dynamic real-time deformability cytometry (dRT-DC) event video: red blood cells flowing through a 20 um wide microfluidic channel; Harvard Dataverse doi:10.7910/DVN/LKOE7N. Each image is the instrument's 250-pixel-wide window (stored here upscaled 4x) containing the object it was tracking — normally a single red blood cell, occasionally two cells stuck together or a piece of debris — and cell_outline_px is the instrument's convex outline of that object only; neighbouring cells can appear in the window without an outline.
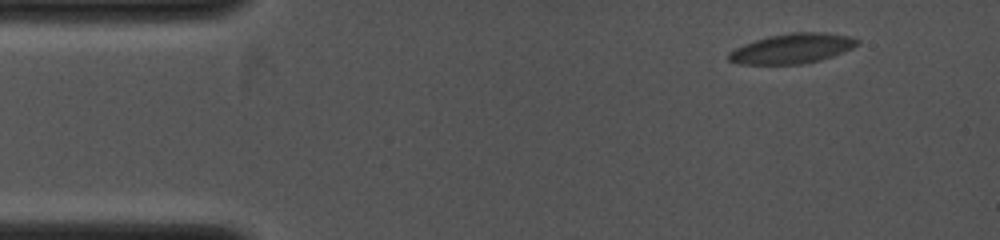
{"species": "common noctule bat (a hibernating species)", "species_latin": "Nyctalus noctula", "temperature_condition": "cold", "stored_images_in_passage": 22, "camera_frame_rate_fps": 4000, "um_per_image_px": 0.085, "animal": {"sex": "female", "body_mass_g": 19.0, "forearm_length_mm": 53.3}, "frame": {"image": 1, "passage_image": 1, "time_ms": 0.0, "image_size_px": [1000, 240], "cell_outline_px": [[860, 44], [852, 48], [832, 56], [820, 60], [804, 64], [740, 64], [728, 60], [728, 52], [744, 44], [768, 36], [792, 32], [824, 32], [852, 36], [860, 40]], "centroid_in_image_um": [67.37, 4.12], "position_along_channel_um": 17.6, "area_um2": 22.48}}
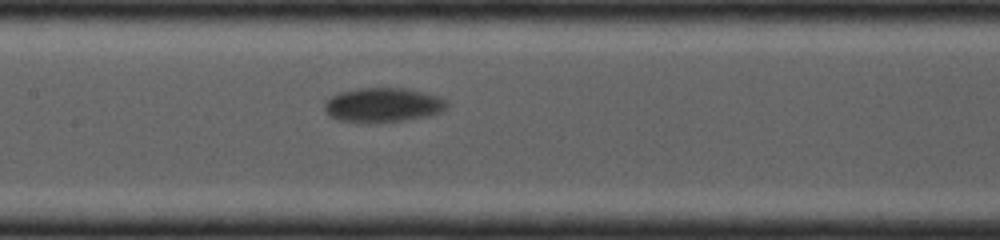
{"frame": {"image": 2, "passage_image": 13, "time_ms": 5.0, "image_size_px": [1000, 240], "cell_outline_px": [[448, 108], [440, 112], [428, 116], [404, 120], [376, 124], [340, 120], [328, 116], [324, 112], [324, 104], [332, 96], [340, 92], [356, 88], [404, 88], [440, 96], [448, 104]], "centroid_in_image_um": [32.54, 8.94], "position_along_channel_um": 174.9, "area_um2": 24.8}}
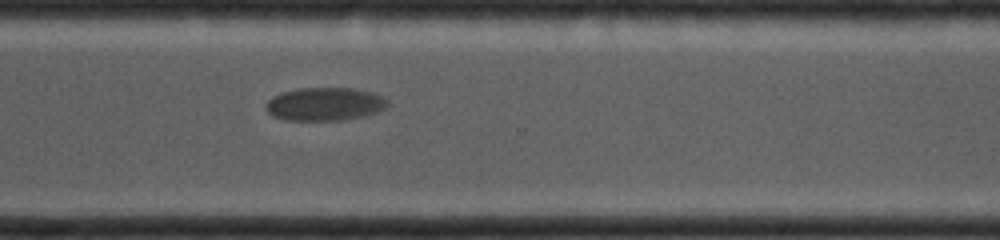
{"frame": {"image": 3, "passage_image": 22, "time_ms": 8.5, "image_size_px": [1000, 240], "cell_outline_px": [[388, 104], [384, 108], [376, 112], [364, 116], [348, 120], [284, 120], [272, 116], [264, 108], [264, 104], [272, 96], [280, 92], [300, 88], [352, 88], [372, 92], [388, 100]], "centroid_in_image_um": [27.55, 8.85], "position_along_channel_um": 343.0, "area_um2": 23.76}}